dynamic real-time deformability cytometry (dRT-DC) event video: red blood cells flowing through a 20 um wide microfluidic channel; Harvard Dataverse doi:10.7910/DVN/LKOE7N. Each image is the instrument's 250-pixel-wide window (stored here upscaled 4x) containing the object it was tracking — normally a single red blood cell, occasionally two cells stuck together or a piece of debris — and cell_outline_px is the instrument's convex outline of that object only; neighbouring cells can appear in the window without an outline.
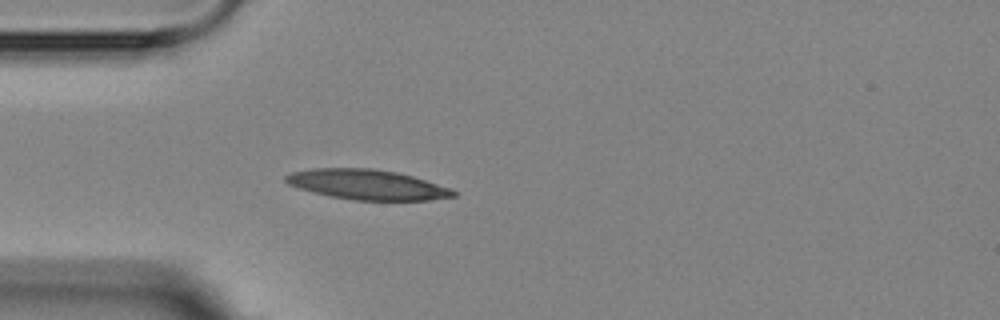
{"species": "Egyptian fruit bat (a non-hibernating species)", "species_latin": "Rousettus aegyptiacus", "temperature_condition": "room temperature", "stored_images_in_passage": 1, "camera_frame_rate_fps": 3000, "um_per_image_px": 0.085, "animal": {"sex": "female"}, "frame": {"image": 1, "passage_image": 1, "time_ms": 0.0, "image_size_px": [1000, 320], "cell_outline_px": [[456, 196], [428, 200], [356, 200], [328, 196], [300, 188], [288, 184], [284, 180], [284, 176], [292, 172], [312, 168], [372, 168], [396, 172], [412, 176], [452, 188], [456, 192]], "centroid_in_image_um": [31.21, 15.68], "position_along_channel_um": 53.8, "area_um2": 29.25}}